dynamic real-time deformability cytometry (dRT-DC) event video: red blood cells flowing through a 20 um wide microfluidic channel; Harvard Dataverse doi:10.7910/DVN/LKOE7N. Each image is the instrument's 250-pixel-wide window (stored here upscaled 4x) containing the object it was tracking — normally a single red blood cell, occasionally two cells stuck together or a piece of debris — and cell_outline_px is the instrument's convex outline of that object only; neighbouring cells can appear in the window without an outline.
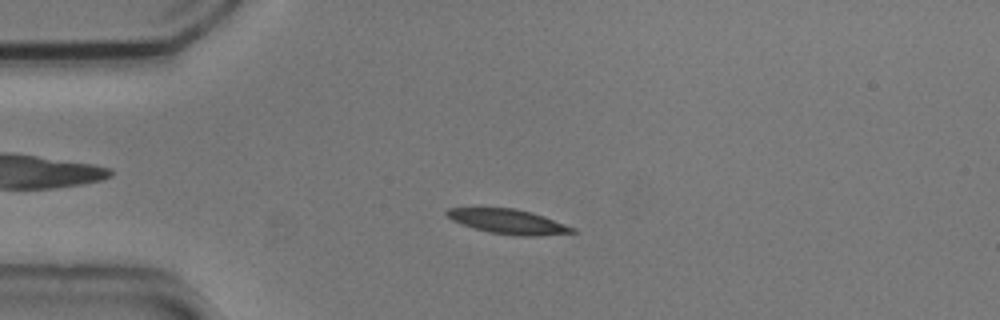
{"species": "common noctule bat (a hibernating species)", "species_latin": "Nyctalus noctula", "temperature_condition": "cold", "stored_images_in_passage": 4, "camera_frame_rate_fps": 3000, "um_per_image_px": 0.085, "animal": {"sex": "male", "body_mass_g": 20.5, "forearm_length_mm": 52.5}, "frame": {"image": 1, "passage_image": 3, "time_ms": 0.667, "image_size_px": [1000, 320], "cell_outline_px": [[580, 232], [540, 236], [520, 236], [488, 232], [460, 224], [452, 220], [444, 212], [448, 208], [516, 208], [532, 212], [544, 216], [576, 228]], "centroid_in_image_um": [43.25, 18.84], "position_along_channel_um": 41.8, "area_um2": 18.21}}